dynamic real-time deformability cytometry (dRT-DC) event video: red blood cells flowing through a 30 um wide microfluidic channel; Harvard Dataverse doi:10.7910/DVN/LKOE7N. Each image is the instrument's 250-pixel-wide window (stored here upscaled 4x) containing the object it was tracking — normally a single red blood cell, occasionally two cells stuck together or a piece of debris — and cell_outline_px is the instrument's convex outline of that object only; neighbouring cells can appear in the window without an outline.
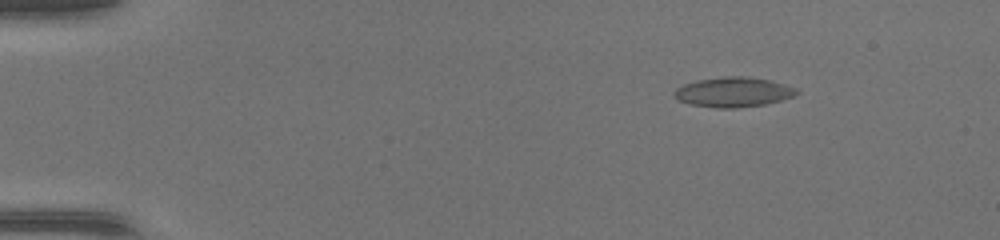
{"species": "common noctule bat (a hibernating species)", "species_latin": "Nyctalus noctula", "temperature_condition": "warm", "stored_images_in_passage": 39, "camera_frame_rate_fps": 3000, "um_per_image_px": 0.085, "animal": {"sex": "female", "body_mass_g": 17.0, "forearm_length_mm": 48.0}, "frame": {"image": 1, "passage_image": 7, "time_ms": 2.0, "image_size_px": [1000, 240], "cell_outline_px": [[800, 92], [792, 96], [780, 100], [764, 104], [736, 108], [716, 108], [688, 104], [676, 100], [672, 96], [672, 92], [676, 88], [684, 84], [696, 80], [724, 76], [748, 76], [772, 80], [796, 88]], "centroid_in_image_um": [62.27, 7.82], "position_along_channel_um": 22.7, "area_um2": 21.56}}
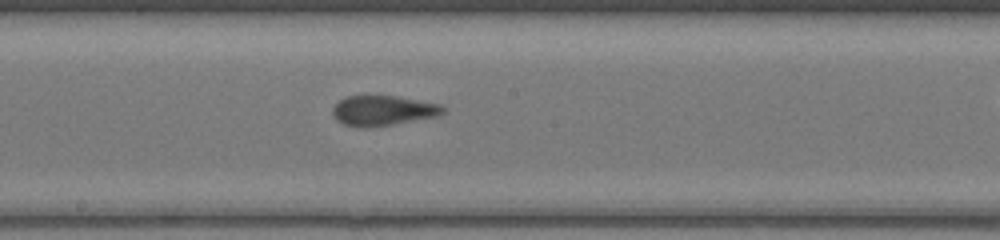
{"frame": {"image": 2, "passage_image": 27, "time_ms": 8.667, "image_size_px": [1000, 240], "cell_outline_px": [[444, 112], [436, 116], [392, 124], [368, 128], [356, 128], [344, 124], [336, 120], [332, 116], [332, 108], [344, 96], [396, 96], [440, 104], [444, 108]], "centroid_in_image_um": [32.48, 9.41], "position_along_channel_um": 215.7, "area_um2": 19.31}}
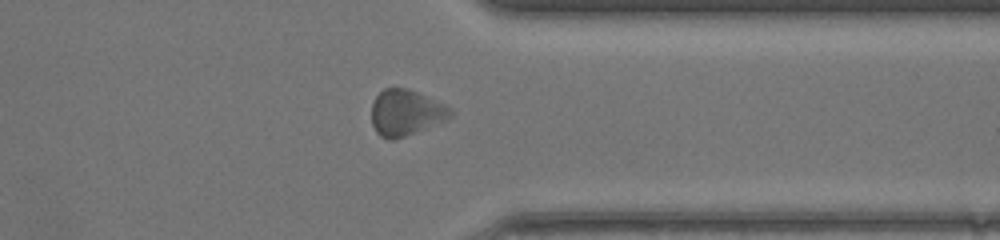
{"frame": {"image": 3, "passage_image": 38, "time_ms": 12.333, "image_size_px": [1000, 240], "cell_outline_px": [[452, 116], [444, 120], [404, 136], [392, 140], [388, 140], [380, 136], [376, 132], [372, 124], [372, 104], [376, 96], [384, 88], [408, 88], [444, 104], [452, 108]], "centroid_in_image_um": [34.46, 9.57], "position_along_channel_um": 376.9, "area_um2": 20.81}}